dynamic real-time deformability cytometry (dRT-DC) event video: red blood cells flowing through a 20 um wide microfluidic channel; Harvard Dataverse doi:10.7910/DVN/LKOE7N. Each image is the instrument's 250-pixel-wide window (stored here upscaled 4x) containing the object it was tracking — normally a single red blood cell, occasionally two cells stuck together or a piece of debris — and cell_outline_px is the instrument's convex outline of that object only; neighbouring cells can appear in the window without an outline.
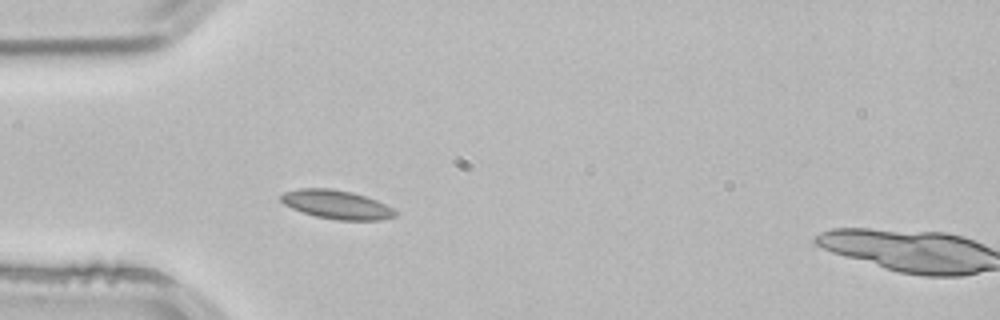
{"species": "common noctule bat (a hibernating species)", "species_latin": "Nyctalus noctula", "temperature_condition": "room temperature", "stored_images_in_passage": 3, "camera_frame_rate_fps": 3000, "um_per_image_px": 0.085, "animal": {"sex": "male", "body_mass_g": 21.5, "forearm_length_mm": 52.0}, "frame": {"image": 1, "passage_image": 2, "time_ms": 0.333, "image_size_px": [1000, 320], "cell_outline_px": [[396, 216], [380, 220], [336, 220], [316, 216], [292, 208], [284, 204], [280, 200], [280, 196], [284, 192], [300, 188], [328, 188], [352, 192], [376, 200], [392, 208], [396, 212]], "centroid_in_image_um": [28.6, 17.38], "position_along_channel_um": 56.4, "area_um2": 18.96}}